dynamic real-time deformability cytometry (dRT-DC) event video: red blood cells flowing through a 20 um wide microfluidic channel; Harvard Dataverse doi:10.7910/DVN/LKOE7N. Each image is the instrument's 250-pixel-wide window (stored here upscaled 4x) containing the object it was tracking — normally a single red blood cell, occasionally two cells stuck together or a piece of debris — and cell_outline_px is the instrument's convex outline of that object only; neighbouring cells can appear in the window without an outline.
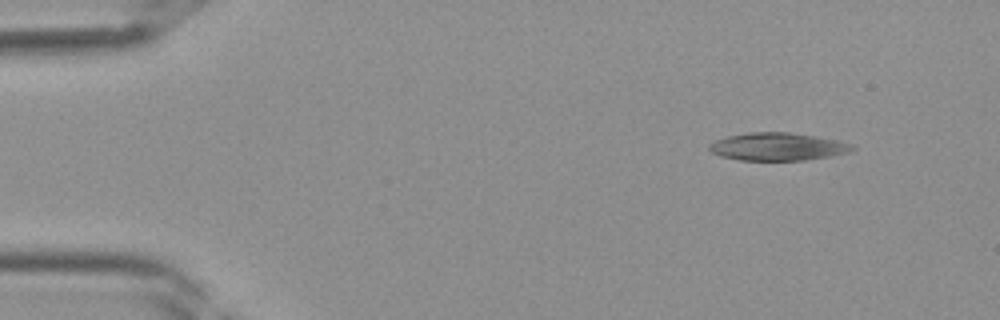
{"species": "Egyptian fruit bat (a non-hibernating species)", "species_latin": "Rousettus aegyptiacus", "temperature_condition": "room temperature", "stored_images_in_passage": 36, "camera_frame_rate_fps": 3000, "um_per_image_px": 0.085, "frame": {"image": 1, "passage_image": 1, "time_ms": 0.0, "image_size_px": [1000, 320], "cell_outline_px": [[856, 148], [848, 152], [832, 156], [804, 160], [740, 160], [720, 156], [712, 152], [708, 148], [708, 144], [716, 140], [728, 136], [748, 132], [788, 132], [816, 136], [836, 140], [852, 144]], "centroid_in_image_um": [66.09, 12.46], "position_along_channel_um": 18.9, "area_um2": 23.12}}
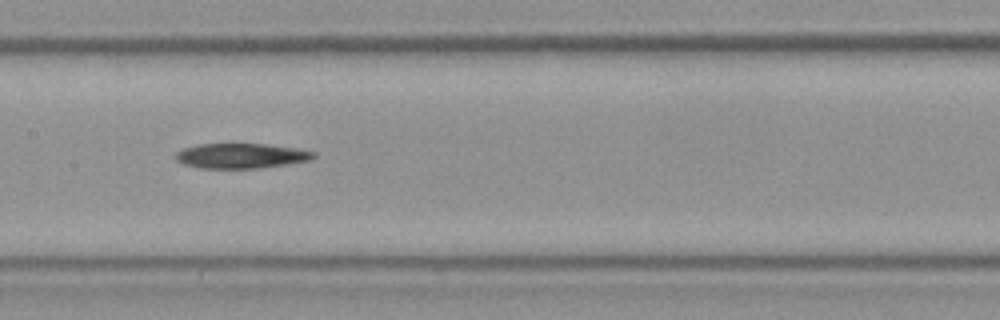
{"frame": {"image": 2, "passage_image": 16, "time_ms": 5.0, "image_size_px": [1000, 320], "cell_outline_px": [[316, 156], [312, 160], [256, 168], [200, 168], [184, 164], [176, 160], [176, 152], [184, 148], [200, 144], [264, 144], [296, 148], [316, 152]], "centroid_in_image_um": [20.5, 13.24], "position_along_channel_um": 186.9, "area_um2": 19.88}}
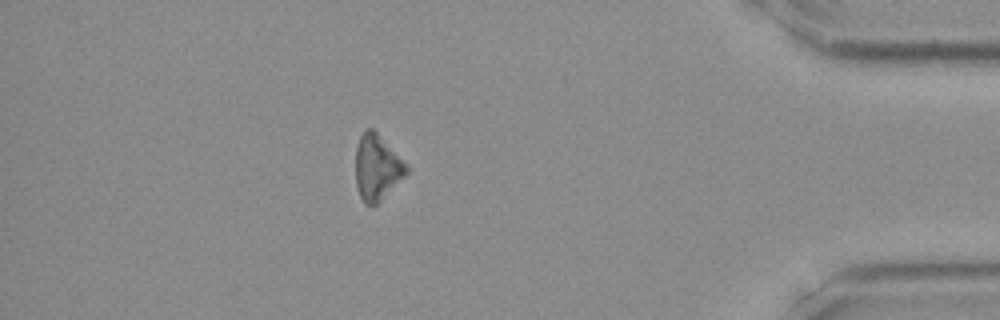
{"frame": {"image": 3, "passage_image": 31, "time_ms": 10.0, "image_size_px": [1000, 320], "cell_outline_px": [[408, 172], [376, 204], [364, 204], [360, 196], [356, 184], [356, 148], [360, 136], [368, 128], [372, 128], [408, 164]], "centroid_in_image_um": [32.04, 14.22], "position_along_channel_um": 403.2, "area_um2": 19.02}}